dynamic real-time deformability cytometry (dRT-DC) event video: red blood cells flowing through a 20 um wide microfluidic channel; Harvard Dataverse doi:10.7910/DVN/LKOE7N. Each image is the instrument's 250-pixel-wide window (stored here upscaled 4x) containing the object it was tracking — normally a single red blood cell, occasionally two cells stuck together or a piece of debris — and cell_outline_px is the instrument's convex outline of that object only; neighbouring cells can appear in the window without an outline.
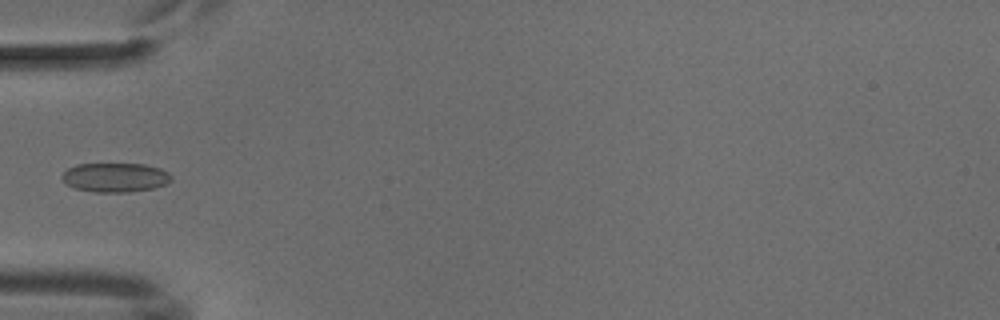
{"species": "common noctule bat (a hibernating species)", "species_latin": "Nyctalus noctula", "temperature_condition": "cold", "stored_images_in_passage": 6, "camera_frame_rate_fps": 3000, "um_per_image_px": 0.085, "animal": {"sex": "male", "body_mass_g": 18.8}, "frame": {"image": 1, "passage_image": 5, "time_ms": 5.667, "image_size_px": [1000, 320], "cell_outline_px": [[172, 180], [164, 184], [152, 188], [128, 192], [92, 192], [76, 188], [68, 184], [60, 176], [68, 168], [76, 164], [144, 164], [160, 168], [168, 172], [172, 176]], "centroid_in_image_um": [9.8, 15.07], "position_along_channel_um": 75.2, "area_um2": 18.5}}
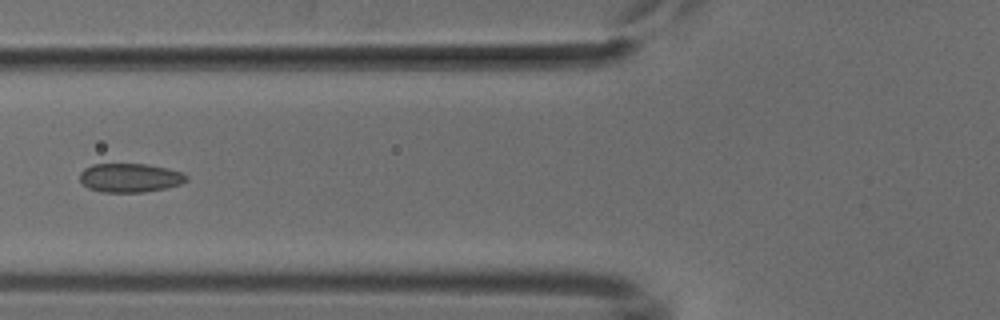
{"frame": {"image": 2, "passage_image": 6, "time_ms": 6.667, "image_size_px": [1000, 320], "cell_outline_px": [[188, 180], [180, 184], [164, 188], [144, 192], [100, 192], [88, 188], [80, 180], [80, 172], [84, 168], [92, 164], [148, 164], [168, 168], [180, 172], [188, 176]], "centroid_in_image_um": [11.03, 15.11], "position_along_channel_um": 114.8, "area_um2": 17.98}}